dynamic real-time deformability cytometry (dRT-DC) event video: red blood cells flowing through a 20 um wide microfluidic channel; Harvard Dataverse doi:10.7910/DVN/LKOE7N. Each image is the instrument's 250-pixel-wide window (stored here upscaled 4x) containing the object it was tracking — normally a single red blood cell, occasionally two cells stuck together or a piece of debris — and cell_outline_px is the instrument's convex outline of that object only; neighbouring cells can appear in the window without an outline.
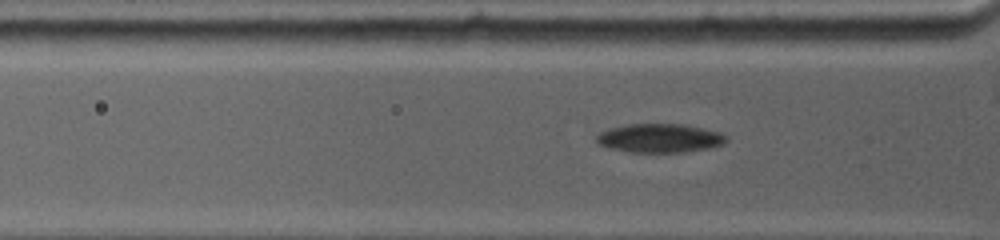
{"species": "common noctule bat (a hibernating species)", "species_latin": "Nyctalus noctula", "temperature_condition": "warm", "stored_images_in_passage": 49, "camera_frame_rate_fps": 4500, "um_per_image_px": 0.085, "animal": {"sex": "female", "body_mass_g": 19.0, "forearm_length_mm": 53.3}, "frame": {"image": 1, "passage_image": 10, "time_ms": 2.222, "image_size_px": [1000, 240], "cell_outline_px": [[728, 140], [724, 144], [708, 148], [688, 152], [632, 152], [608, 148], [596, 144], [596, 136], [600, 132], [608, 128], [628, 124], [684, 124], [704, 128], [720, 132], [728, 136]], "centroid_in_image_um": [56.08, 11.74], "position_along_channel_um": 69.7, "area_um2": 22.08}}
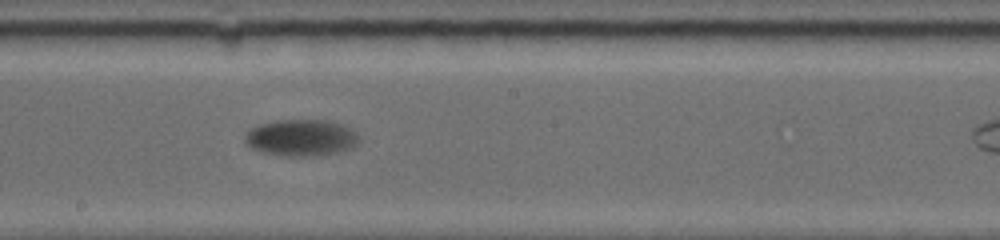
{"frame": {"image": 2, "passage_image": 28, "time_ms": 6.667, "image_size_px": [1000, 240], "cell_outline_px": [[360, 140], [352, 148], [340, 152], [320, 156], [284, 156], [260, 152], [252, 148], [244, 140], [244, 136], [252, 128], [260, 124], [276, 120], [328, 120], [352, 128], [356, 132]], "centroid_in_image_um": [25.63, 11.72], "position_along_channel_um": 222.6, "area_um2": 24.57}}
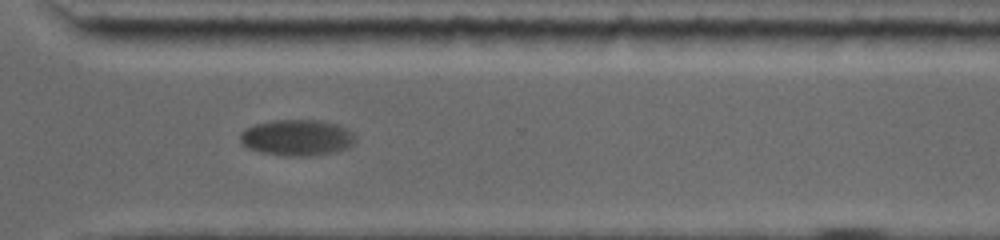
{"frame": {"image": 3, "passage_image": 42, "time_ms": 10.222, "image_size_px": [1000, 240], "cell_outline_px": [[356, 140], [348, 148], [336, 152], [308, 156], [284, 156], [264, 152], [248, 148], [240, 144], [240, 132], [256, 124], [272, 120], [320, 120], [336, 124], [348, 128], [356, 136]], "centroid_in_image_um": [25.27, 11.7], "position_along_channel_um": 345.3, "area_um2": 24.39}}